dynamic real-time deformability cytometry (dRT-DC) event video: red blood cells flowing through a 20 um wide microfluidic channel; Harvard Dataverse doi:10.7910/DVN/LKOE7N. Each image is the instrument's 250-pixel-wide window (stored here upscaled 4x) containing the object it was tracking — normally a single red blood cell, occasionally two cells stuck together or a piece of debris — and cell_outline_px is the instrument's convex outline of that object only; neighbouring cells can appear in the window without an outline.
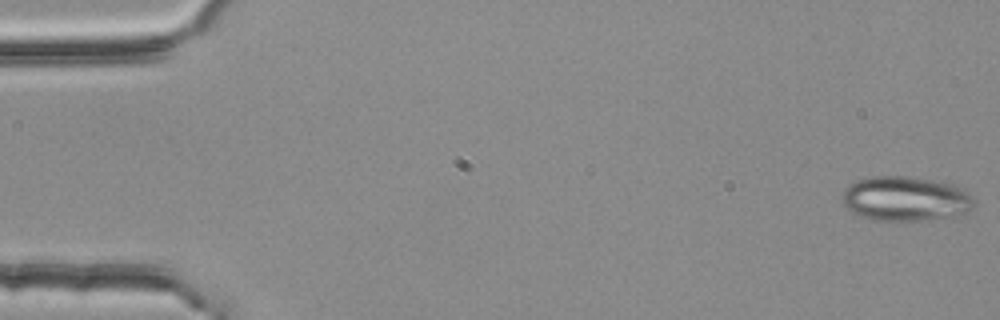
{"species": "common noctule bat (a hibernating species)", "species_latin": "Nyctalus noctula", "temperature_condition": "room temperature", "stored_images_in_passage": 54, "camera_frame_rate_fps": 3000, "um_per_image_px": 0.085, "animal": {"sex": "female", "body_mass_g": 25.1}, "frame": {"image": 1, "passage_image": 1, "time_ms": 0.0, "image_size_px": [1000, 320], "cell_outline_px": [[976, 204], [972, 208], [964, 212], [952, 216], [924, 220], [872, 220], [860, 216], [852, 212], [844, 204], [840, 196], [848, 184], [872, 176], [904, 176], [952, 184], [968, 192], [976, 200]], "centroid_in_image_um": [76.95, 16.89], "position_along_channel_um": 8.1, "area_um2": 34.1}}
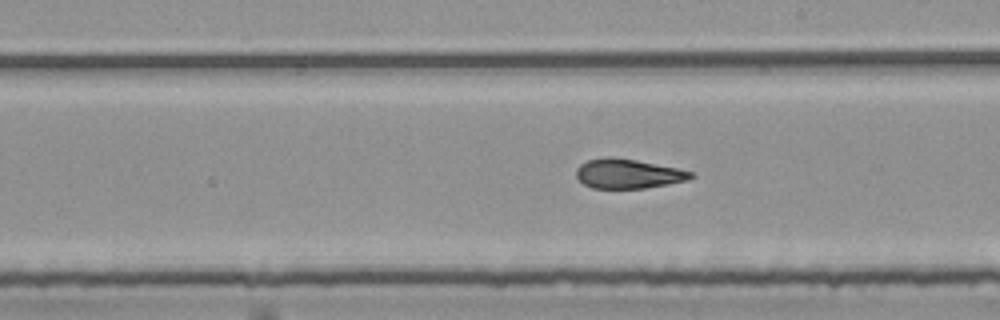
{"frame": {"image": 2, "passage_image": 31, "time_ms": 10.0, "image_size_px": [1000, 320], "cell_outline_px": [[692, 176], [684, 180], [668, 184], [644, 188], [592, 188], [584, 184], [576, 176], [576, 168], [580, 164], [588, 160], [604, 156], [612, 156], [636, 160], [676, 168], [692, 172]], "centroid_in_image_um": [53.3, 14.75], "position_along_channel_um": 235.7, "area_um2": 19.48}}
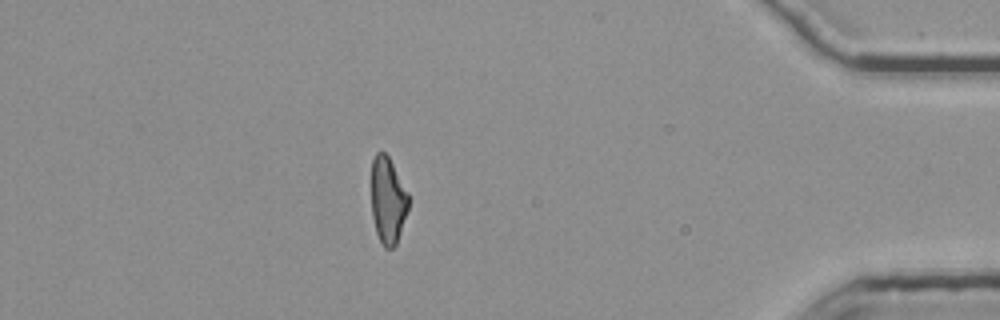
{"frame": {"image": 3, "passage_image": 48, "time_ms": 15.667, "image_size_px": [1000, 320], "cell_outline_px": [[408, 208], [396, 244], [392, 248], [384, 248], [376, 232], [372, 216], [372, 160], [376, 152], [384, 152], [388, 156], [408, 192]], "centroid_in_image_um": [32.96, 17.02], "position_along_channel_um": 402.2, "area_um2": 18.5}, "authors_computed_cell_mechanics": {"area_um2": 20.6635, "velocity_mm_per_s": 3.7686, "shape_relaxation_time_tau1_ms": null, "shape_relaxation_time_tau2_ms": 2.0189, "deformation_change_tau1": null, "deformation_change_tau2": 0.1037}}